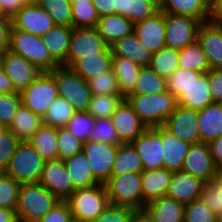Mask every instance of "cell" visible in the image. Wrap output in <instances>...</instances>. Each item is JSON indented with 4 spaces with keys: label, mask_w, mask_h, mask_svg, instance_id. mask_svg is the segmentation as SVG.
I'll return each mask as SVG.
<instances>
[{
    "label": "cell",
    "mask_w": 222,
    "mask_h": 222,
    "mask_svg": "<svg viewBox=\"0 0 222 222\" xmlns=\"http://www.w3.org/2000/svg\"><path fill=\"white\" fill-rule=\"evenodd\" d=\"M125 99L147 128L164 125L178 106L169 90L156 95H127Z\"/></svg>",
    "instance_id": "6da1fadb"
},
{
    "label": "cell",
    "mask_w": 222,
    "mask_h": 222,
    "mask_svg": "<svg viewBox=\"0 0 222 222\" xmlns=\"http://www.w3.org/2000/svg\"><path fill=\"white\" fill-rule=\"evenodd\" d=\"M60 200L39 182L21 184L17 219L25 222H35L45 216Z\"/></svg>",
    "instance_id": "7a4b0ae2"
},
{
    "label": "cell",
    "mask_w": 222,
    "mask_h": 222,
    "mask_svg": "<svg viewBox=\"0 0 222 222\" xmlns=\"http://www.w3.org/2000/svg\"><path fill=\"white\" fill-rule=\"evenodd\" d=\"M74 219L92 222L110 205L105 185L76 189L65 200Z\"/></svg>",
    "instance_id": "3957f363"
},
{
    "label": "cell",
    "mask_w": 222,
    "mask_h": 222,
    "mask_svg": "<svg viewBox=\"0 0 222 222\" xmlns=\"http://www.w3.org/2000/svg\"><path fill=\"white\" fill-rule=\"evenodd\" d=\"M46 160L29 141H20L5 173L20 184L39 182Z\"/></svg>",
    "instance_id": "277c9868"
},
{
    "label": "cell",
    "mask_w": 222,
    "mask_h": 222,
    "mask_svg": "<svg viewBox=\"0 0 222 222\" xmlns=\"http://www.w3.org/2000/svg\"><path fill=\"white\" fill-rule=\"evenodd\" d=\"M49 73L56 82L58 96L66 99L77 112L88 110L93 94L87 81L65 66H58Z\"/></svg>",
    "instance_id": "5b68a950"
},
{
    "label": "cell",
    "mask_w": 222,
    "mask_h": 222,
    "mask_svg": "<svg viewBox=\"0 0 222 222\" xmlns=\"http://www.w3.org/2000/svg\"><path fill=\"white\" fill-rule=\"evenodd\" d=\"M9 50L23 56L41 72H51L59 65L51 58L42 37L12 29Z\"/></svg>",
    "instance_id": "8992f818"
},
{
    "label": "cell",
    "mask_w": 222,
    "mask_h": 222,
    "mask_svg": "<svg viewBox=\"0 0 222 222\" xmlns=\"http://www.w3.org/2000/svg\"><path fill=\"white\" fill-rule=\"evenodd\" d=\"M104 185L111 205L143 210L141 173L111 176Z\"/></svg>",
    "instance_id": "52a82bcc"
},
{
    "label": "cell",
    "mask_w": 222,
    "mask_h": 222,
    "mask_svg": "<svg viewBox=\"0 0 222 222\" xmlns=\"http://www.w3.org/2000/svg\"><path fill=\"white\" fill-rule=\"evenodd\" d=\"M112 54L110 45L97 32L95 27L73 28L70 38L66 67H71L84 56Z\"/></svg>",
    "instance_id": "ba28073f"
},
{
    "label": "cell",
    "mask_w": 222,
    "mask_h": 222,
    "mask_svg": "<svg viewBox=\"0 0 222 222\" xmlns=\"http://www.w3.org/2000/svg\"><path fill=\"white\" fill-rule=\"evenodd\" d=\"M20 94L22 105L43 118L48 107L58 97V90L54 77L49 72H41Z\"/></svg>",
    "instance_id": "9c48e42d"
},
{
    "label": "cell",
    "mask_w": 222,
    "mask_h": 222,
    "mask_svg": "<svg viewBox=\"0 0 222 222\" xmlns=\"http://www.w3.org/2000/svg\"><path fill=\"white\" fill-rule=\"evenodd\" d=\"M119 144L88 140L83 143L82 152L88 159L94 177L104 184L112 173V166L118 153Z\"/></svg>",
    "instance_id": "30bf717a"
},
{
    "label": "cell",
    "mask_w": 222,
    "mask_h": 222,
    "mask_svg": "<svg viewBox=\"0 0 222 222\" xmlns=\"http://www.w3.org/2000/svg\"><path fill=\"white\" fill-rule=\"evenodd\" d=\"M200 25L195 18L165 13L166 47L180 50L194 43Z\"/></svg>",
    "instance_id": "8fae6325"
},
{
    "label": "cell",
    "mask_w": 222,
    "mask_h": 222,
    "mask_svg": "<svg viewBox=\"0 0 222 222\" xmlns=\"http://www.w3.org/2000/svg\"><path fill=\"white\" fill-rule=\"evenodd\" d=\"M0 65L9 76L15 91L19 93L27 89L41 73L34 64L10 50L0 54Z\"/></svg>",
    "instance_id": "7c38bea8"
},
{
    "label": "cell",
    "mask_w": 222,
    "mask_h": 222,
    "mask_svg": "<svg viewBox=\"0 0 222 222\" xmlns=\"http://www.w3.org/2000/svg\"><path fill=\"white\" fill-rule=\"evenodd\" d=\"M12 29L42 37L55 26L53 19L35 1H29L11 17Z\"/></svg>",
    "instance_id": "4fadbf2b"
},
{
    "label": "cell",
    "mask_w": 222,
    "mask_h": 222,
    "mask_svg": "<svg viewBox=\"0 0 222 222\" xmlns=\"http://www.w3.org/2000/svg\"><path fill=\"white\" fill-rule=\"evenodd\" d=\"M143 163V171L163 168L161 126L146 128L131 142Z\"/></svg>",
    "instance_id": "5bb4252c"
},
{
    "label": "cell",
    "mask_w": 222,
    "mask_h": 222,
    "mask_svg": "<svg viewBox=\"0 0 222 222\" xmlns=\"http://www.w3.org/2000/svg\"><path fill=\"white\" fill-rule=\"evenodd\" d=\"M182 171L210 183L220 173L214 164L208 143L191 144L184 159Z\"/></svg>",
    "instance_id": "9a60e30c"
},
{
    "label": "cell",
    "mask_w": 222,
    "mask_h": 222,
    "mask_svg": "<svg viewBox=\"0 0 222 222\" xmlns=\"http://www.w3.org/2000/svg\"><path fill=\"white\" fill-rule=\"evenodd\" d=\"M164 126L183 142L195 144L200 142L198 132V110L178 104L168 117Z\"/></svg>",
    "instance_id": "2e32d148"
},
{
    "label": "cell",
    "mask_w": 222,
    "mask_h": 222,
    "mask_svg": "<svg viewBox=\"0 0 222 222\" xmlns=\"http://www.w3.org/2000/svg\"><path fill=\"white\" fill-rule=\"evenodd\" d=\"M39 183L60 201H65L74 191L73 181L60 159L46 161Z\"/></svg>",
    "instance_id": "e0dca14e"
},
{
    "label": "cell",
    "mask_w": 222,
    "mask_h": 222,
    "mask_svg": "<svg viewBox=\"0 0 222 222\" xmlns=\"http://www.w3.org/2000/svg\"><path fill=\"white\" fill-rule=\"evenodd\" d=\"M133 33L153 53L165 48V13L158 10L147 19L135 23Z\"/></svg>",
    "instance_id": "ac0fdd59"
},
{
    "label": "cell",
    "mask_w": 222,
    "mask_h": 222,
    "mask_svg": "<svg viewBox=\"0 0 222 222\" xmlns=\"http://www.w3.org/2000/svg\"><path fill=\"white\" fill-rule=\"evenodd\" d=\"M205 184L201 178L179 170L173 172L166 196L185 205L201 198Z\"/></svg>",
    "instance_id": "d6986e66"
},
{
    "label": "cell",
    "mask_w": 222,
    "mask_h": 222,
    "mask_svg": "<svg viewBox=\"0 0 222 222\" xmlns=\"http://www.w3.org/2000/svg\"><path fill=\"white\" fill-rule=\"evenodd\" d=\"M111 119L119 137V144L131 143L147 128L126 99L121 102Z\"/></svg>",
    "instance_id": "ffe728a7"
},
{
    "label": "cell",
    "mask_w": 222,
    "mask_h": 222,
    "mask_svg": "<svg viewBox=\"0 0 222 222\" xmlns=\"http://www.w3.org/2000/svg\"><path fill=\"white\" fill-rule=\"evenodd\" d=\"M197 42L206 54L211 69H222V28L211 21L201 23Z\"/></svg>",
    "instance_id": "44dd1931"
},
{
    "label": "cell",
    "mask_w": 222,
    "mask_h": 222,
    "mask_svg": "<svg viewBox=\"0 0 222 222\" xmlns=\"http://www.w3.org/2000/svg\"><path fill=\"white\" fill-rule=\"evenodd\" d=\"M161 141L163 168L172 172L182 170L191 144L178 139L164 125H161Z\"/></svg>",
    "instance_id": "7402d4cb"
},
{
    "label": "cell",
    "mask_w": 222,
    "mask_h": 222,
    "mask_svg": "<svg viewBox=\"0 0 222 222\" xmlns=\"http://www.w3.org/2000/svg\"><path fill=\"white\" fill-rule=\"evenodd\" d=\"M110 50L112 56L124 57L140 66H150L153 52L143 45V42L132 33L115 41Z\"/></svg>",
    "instance_id": "603a6c76"
},
{
    "label": "cell",
    "mask_w": 222,
    "mask_h": 222,
    "mask_svg": "<svg viewBox=\"0 0 222 222\" xmlns=\"http://www.w3.org/2000/svg\"><path fill=\"white\" fill-rule=\"evenodd\" d=\"M200 142L210 143L222 135V103L213 102L198 110Z\"/></svg>",
    "instance_id": "cb8c5ba5"
},
{
    "label": "cell",
    "mask_w": 222,
    "mask_h": 222,
    "mask_svg": "<svg viewBox=\"0 0 222 222\" xmlns=\"http://www.w3.org/2000/svg\"><path fill=\"white\" fill-rule=\"evenodd\" d=\"M172 175L173 172L165 168L143 171L141 173L143 210L148 202L166 196Z\"/></svg>",
    "instance_id": "d4e9b609"
},
{
    "label": "cell",
    "mask_w": 222,
    "mask_h": 222,
    "mask_svg": "<svg viewBox=\"0 0 222 222\" xmlns=\"http://www.w3.org/2000/svg\"><path fill=\"white\" fill-rule=\"evenodd\" d=\"M159 10L167 14L189 16L201 23L210 21V0H163Z\"/></svg>",
    "instance_id": "484cf974"
},
{
    "label": "cell",
    "mask_w": 222,
    "mask_h": 222,
    "mask_svg": "<svg viewBox=\"0 0 222 222\" xmlns=\"http://www.w3.org/2000/svg\"><path fill=\"white\" fill-rule=\"evenodd\" d=\"M72 32L73 27L55 25L42 36L49 55L59 66L66 67Z\"/></svg>",
    "instance_id": "4316f807"
},
{
    "label": "cell",
    "mask_w": 222,
    "mask_h": 222,
    "mask_svg": "<svg viewBox=\"0 0 222 222\" xmlns=\"http://www.w3.org/2000/svg\"><path fill=\"white\" fill-rule=\"evenodd\" d=\"M144 210L154 222H184L185 205L167 196L148 202Z\"/></svg>",
    "instance_id": "83f0119b"
},
{
    "label": "cell",
    "mask_w": 222,
    "mask_h": 222,
    "mask_svg": "<svg viewBox=\"0 0 222 222\" xmlns=\"http://www.w3.org/2000/svg\"><path fill=\"white\" fill-rule=\"evenodd\" d=\"M95 28L111 46L115 41L131 35L134 31V23L122 15L111 14L99 18Z\"/></svg>",
    "instance_id": "f1b7e54d"
},
{
    "label": "cell",
    "mask_w": 222,
    "mask_h": 222,
    "mask_svg": "<svg viewBox=\"0 0 222 222\" xmlns=\"http://www.w3.org/2000/svg\"><path fill=\"white\" fill-rule=\"evenodd\" d=\"M64 165L73 181L74 191L76 189L90 188L100 184L94 177L88 159L80 152L63 160Z\"/></svg>",
    "instance_id": "f546056e"
},
{
    "label": "cell",
    "mask_w": 222,
    "mask_h": 222,
    "mask_svg": "<svg viewBox=\"0 0 222 222\" xmlns=\"http://www.w3.org/2000/svg\"><path fill=\"white\" fill-rule=\"evenodd\" d=\"M43 125L40 116L21 105L8 128L20 141H28Z\"/></svg>",
    "instance_id": "4dcf8cb0"
},
{
    "label": "cell",
    "mask_w": 222,
    "mask_h": 222,
    "mask_svg": "<svg viewBox=\"0 0 222 222\" xmlns=\"http://www.w3.org/2000/svg\"><path fill=\"white\" fill-rule=\"evenodd\" d=\"M158 10L159 7L150 0H115L114 14L122 15L135 24Z\"/></svg>",
    "instance_id": "1f68e13d"
},
{
    "label": "cell",
    "mask_w": 222,
    "mask_h": 222,
    "mask_svg": "<svg viewBox=\"0 0 222 222\" xmlns=\"http://www.w3.org/2000/svg\"><path fill=\"white\" fill-rule=\"evenodd\" d=\"M141 67L142 66L139 64L134 63L124 57L112 56L111 69L118 79L121 94L124 97L133 91Z\"/></svg>",
    "instance_id": "d6a6232c"
},
{
    "label": "cell",
    "mask_w": 222,
    "mask_h": 222,
    "mask_svg": "<svg viewBox=\"0 0 222 222\" xmlns=\"http://www.w3.org/2000/svg\"><path fill=\"white\" fill-rule=\"evenodd\" d=\"M213 103L208 84V72L204 73L194 84L178 99V104L193 110L204 109Z\"/></svg>",
    "instance_id": "836d02e7"
},
{
    "label": "cell",
    "mask_w": 222,
    "mask_h": 222,
    "mask_svg": "<svg viewBox=\"0 0 222 222\" xmlns=\"http://www.w3.org/2000/svg\"><path fill=\"white\" fill-rule=\"evenodd\" d=\"M112 54H96V56H84L76 61L70 68L88 81L95 76L111 70Z\"/></svg>",
    "instance_id": "e575fe53"
},
{
    "label": "cell",
    "mask_w": 222,
    "mask_h": 222,
    "mask_svg": "<svg viewBox=\"0 0 222 222\" xmlns=\"http://www.w3.org/2000/svg\"><path fill=\"white\" fill-rule=\"evenodd\" d=\"M28 141L46 161L58 159L57 128L43 124Z\"/></svg>",
    "instance_id": "d590c367"
},
{
    "label": "cell",
    "mask_w": 222,
    "mask_h": 222,
    "mask_svg": "<svg viewBox=\"0 0 222 222\" xmlns=\"http://www.w3.org/2000/svg\"><path fill=\"white\" fill-rule=\"evenodd\" d=\"M130 172L142 173V160L131 143L119 144L111 176H119Z\"/></svg>",
    "instance_id": "8d00e7d4"
},
{
    "label": "cell",
    "mask_w": 222,
    "mask_h": 222,
    "mask_svg": "<svg viewBox=\"0 0 222 222\" xmlns=\"http://www.w3.org/2000/svg\"><path fill=\"white\" fill-rule=\"evenodd\" d=\"M167 90V79L150 66H144L141 67L134 89L129 95H156Z\"/></svg>",
    "instance_id": "74e56055"
},
{
    "label": "cell",
    "mask_w": 222,
    "mask_h": 222,
    "mask_svg": "<svg viewBox=\"0 0 222 222\" xmlns=\"http://www.w3.org/2000/svg\"><path fill=\"white\" fill-rule=\"evenodd\" d=\"M76 112L66 99L58 96L42 118L43 124L57 129L66 127Z\"/></svg>",
    "instance_id": "f35d334b"
},
{
    "label": "cell",
    "mask_w": 222,
    "mask_h": 222,
    "mask_svg": "<svg viewBox=\"0 0 222 222\" xmlns=\"http://www.w3.org/2000/svg\"><path fill=\"white\" fill-rule=\"evenodd\" d=\"M179 68L207 73L211 70L206 54L202 51L197 40L179 50Z\"/></svg>",
    "instance_id": "ab89813d"
},
{
    "label": "cell",
    "mask_w": 222,
    "mask_h": 222,
    "mask_svg": "<svg viewBox=\"0 0 222 222\" xmlns=\"http://www.w3.org/2000/svg\"><path fill=\"white\" fill-rule=\"evenodd\" d=\"M178 58V49L165 47L153 53L150 67L160 76L168 79L179 68Z\"/></svg>",
    "instance_id": "60d3db41"
},
{
    "label": "cell",
    "mask_w": 222,
    "mask_h": 222,
    "mask_svg": "<svg viewBox=\"0 0 222 222\" xmlns=\"http://www.w3.org/2000/svg\"><path fill=\"white\" fill-rule=\"evenodd\" d=\"M37 5L53 19L55 25L72 27L71 2L69 0H36Z\"/></svg>",
    "instance_id": "b9f144b4"
},
{
    "label": "cell",
    "mask_w": 222,
    "mask_h": 222,
    "mask_svg": "<svg viewBox=\"0 0 222 222\" xmlns=\"http://www.w3.org/2000/svg\"><path fill=\"white\" fill-rule=\"evenodd\" d=\"M125 99L123 95H97L91 98L89 108L87 110L95 119L111 118L121 102Z\"/></svg>",
    "instance_id": "7bdbcfd3"
},
{
    "label": "cell",
    "mask_w": 222,
    "mask_h": 222,
    "mask_svg": "<svg viewBox=\"0 0 222 222\" xmlns=\"http://www.w3.org/2000/svg\"><path fill=\"white\" fill-rule=\"evenodd\" d=\"M203 74L202 72L178 68L167 79V88L178 100Z\"/></svg>",
    "instance_id": "ee69618b"
},
{
    "label": "cell",
    "mask_w": 222,
    "mask_h": 222,
    "mask_svg": "<svg viewBox=\"0 0 222 222\" xmlns=\"http://www.w3.org/2000/svg\"><path fill=\"white\" fill-rule=\"evenodd\" d=\"M21 184L5 172H0V208L16 210Z\"/></svg>",
    "instance_id": "f6af8a7d"
},
{
    "label": "cell",
    "mask_w": 222,
    "mask_h": 222,
    "mask_svg": "<svg viewBox=\"0 0 222 222\" xmlns=\"http://www.w3.org/2000/svg\"><path fill=\"white\" fill-rule=\"evenodd\" d=\"M87 83L93 95H122L118 79L112 69L89 79Z\"/></svg>",
    "instance_id": "bcb514c9"
},
{
    "label": "cell",
    "mask_w": 222,
    "mask_h": 222,
    "mask_svg": "<svg viewBox=\"0 0 222 222\" xmlns=\"http://www.w3.org/2000/svg\"><path fill=\"white\" fill-rule=\"evenodd\" d=\"M58 159L65 160L82 152L83 142L67 128L57 129Z\"/></svg>",
    "instance_id": "7dc6e473"
},
{
    "label": "cell",
    "mask_w": 222,
    "mask_h": 222,
    "mask_svg": "<svg viewBox=\"0 0 222 222\" xmlns=\"http://www.w3.org/2000/svg\"><path fill=\"white\" fill-rule=\"evenodd\" d=\"M95 120L96 119L87 111L76 112L65 128L84 143L90 140Z\"/></svg>",
    "instance_id": "c3c4849f"
},
{
    "label": "cell",
    "mask_w": 222,
    "mask_h": 222,
    "mask_svg": "<svg viewBox=\"0 0 222 222\" xmlns=\"http://www.w3.org/2000/svg\"><path fill=\"white\" fill-rule=\"evenodd\" d=\"M72 27H95L99 17L92 2L71 4Z\"/></svg>",
    "instance_id": "681fc988"
},
{
    "label": "cell",
    "mask_w": 222,
    "mask_h": 222,
    "mask_svg": "<svg viewBox=\"0 0 222 222\" xmlns=\"http://www.w3.org/2000/svg\"><path fill=\"white\" fill-rule=\"evenodd\" d=\"M201 200L217 215L222 214V172L202 189Z\"/></svg>",
    "instance_id": "f907efd6"
},
{
    "label": "cell",
    "mask_w": 222,
    "mask_h": 222,
    "mask_svg": "<svg viewBox=\"0 0 222 222\" xmlns=\"http://www.w3.org/2000/svg\"><path fill=\"white\" fill-rule=\"evenodd\" d=\"M21 105L22 99L19 92L0 94V123L5 128L10 127Z\"/></svg>",
    "instance_id": "816d5d0a"
},
{
    "label": "cell",
    "mask_w": 222,
    "mask_h": 222,
    "mask_svg": "<svg viewBox=\"0 0 222 222\" xmlns=\"http://www.w3.org/2000/svg\"><path fill=\"white\" fill-rule=\"evenodd\" d=\"M184 222H217V214L200 198L185 204Z\"/></svg>",
    "instance_id": "f5cc1de1"
},
{
    "label": "cell",
    "mask_w": 222,
    "mask_h": 222,
    "mask_svg": "<svg viewBox=\"0 0 222 222\" xmlns=\"http://www.w3.org/2000/svg\"><path fill=\"white\" fill-rule=\"evenodd\" d=\"M90 140L109 144H119V137L112 119L97 118Z\"/></svg>",
    "instance_id": "db71d44e"
},
{
    "label": "cell",
    "mask_w": 222,
    "mask_h": 222,
    "mask_svg": "<svg viewBox=\"0 0 222 222\" xmlns=\"http://www.w3.org/2000/svg\"><path fill=\"white\" fill-rule=\"evenodd\" d=\"M20 140L6 128L0 133V172H5Z\"/></svg>",
    "instance_id": "11a10c76"
},
{
    "label": "cell",
    "mask_w": 222,
    "mask_h": 222,
    "mask_svg": "<svg viewBox=\"0 0 222 222\" xmlns=\"http://www.w3.org/2000/svg\"><path fill=\"white\" fill-rule=\"evenodd\" d=\"M136 209L126 206L109 205L103 213L92 222H131Z\"/></svg>",
    "instance_id": "9f6ffc18"
},
{
    "label": "cell",
    "mask_w": 222,
    "mask_h": 222,
    "mask_svg": "<svg viewBox=\"0 0 222 222\" xmlns=\"http://www.w3.org/2000/svg\"><path fill=\"white\" fill-rule=\"evenodd\" d=\"M69 206L66 201H60L45 216L35 222H69L72 219Z\"/></svg>",
    "instance_id": "6f0895ef"
},
{
    "label": "cell",
    "mask_w": 222,
    "mask_h": 222,
    "mask_svg": "<svg viewBox=\"0 0 222 222\" xmlns=\"http://www.w3.org/2000/svg\"><path fill=\"white\" fill-rule=\"evenodd\" d=\"M208 84L213 102L222 103V69L208 71Z\"/></svg>",
    "instance_id": "680465c9"
},
{
    "label": "cell",
    "mask_w": 222,
    "mask_h": 222,
    "mask_svg": "<svg viewBox=\"0 0 222 222\" xmlns=\"http://www.w3.org/2000/svg\"><path fill=\"white\" fill-rule=\"evenodd\" d=\"M12 31V22L9 17L0 18V54L4 53L6 50H9L10 47V38Z\"/></svg>",
    "instance_id": "91938a15"
},
{
    "label": "cell",
    "mask_w": 222,
    "mask_h": 222,
    "mask_svg": "<svg viewBox=\"0 0 222 222\" xmlns=\"http://www.w3.org/2000/svg\"><path fill=\"white\" fill-rule=\"evenodd\" d=\"M28 2L29 0H0V11L3 16L11 18Z\"/></svg>",
    "instance_id": "94428289"
},
{
    "label": "cell",
    "mask_w": 222,
    "mask_h": 222,
    "mask_svg": "<svg viewBox=\"0 0 222 222\" xmlns=\"http://www.w3.org/2000/svg\"><path fill=\"white\" fill-rule=\"evenodd\" d=\"M214 164L222 172V135L209 143Z\"/></svg>",
    "instance_id": "6125c7cd"
},
{
    "label": "cell",
    "mask_w": 222,
    "mask_h": 222,
    "mask_svg": "<svg viewBox=\"0 0 222 222\" xmlns=\"http://www.w3.org/2000/svg\"><path fill=\"white\" fill-rule=\"evenodd\" d=\"M99 18L114 14L115 0H92Z\"/></svg>",
    "instance_id": "be15d7a7"
},
{
    "label": "cell",
    "mask_w": 222,
    "mask_h": 222,
    "mask_svg": "<svg viewBox=\"0 0 222 222\" xmlns=\"http://www.w3.org/2000/svg\"><path fill=\"white\" fill-rule=\"evenodd\" d=\"M210 21L222 22V0H210Z\"/></svg>",
    "instance_id": "e7e4bbea"
},
{
    "label": "cell",
    "mask_w": 222,
    "mask_h": 222,
    "mask_svg": "<svg viewBox=\"0 0 222 222\" xmlns=\"http://www.w3.org/2000/svg\"><path fill=\"white\" fill-rule=\"evenodd\" d=\"M16 93L9 76L0 65V94Z\"/></svg>",
    "instance_id": "03108f58"
},
{
    "label": "cell",
    "mask_w": 222,
    "mask_h": 222,
    "mask_svg": "<svg viewBox=\"0 0 222 222\" xmlns=\"http://www.w3.org/2000/svg\"><path fill=\"white\" fill-rule=\"evenodd\" d=\"M17 220L16 210L0 208V222H14Z\"/></svg>",
    "instance_id": "003e7915"
},
{
    "label": "cell",
    "mask_w": 222,
    "mask_h": 222,
    "mask_svg": "<svg viewBox=\"0 0 222 222\" xmlns=\"http://www.w3.org/2000/svg\"><path fill=\"white\" fill-rule=\"evenodd\" d=\"M131 222H154L145 210H136Z\"/></svg>",
    "instance_id": "a7ac6f4b"
},
{
    "label": "cell",
    "mask_w": 222,
    "mask_h": 222,
    "mask_svg": "<svg viewBox=\"0 0 222 222\" xmlns=\"http://www.w3.org/2000/svg\"><path fill=\"white\" fill-rule=\"evenodd\" d=\"M69 1L71 2V4L92 2V0H69Z\"/></svg>",
    "instance_id": "89a4df30"
},
{
    "label": "cell",
    "mask_w": 222,
    "mask_h": 222,
    "mask_svg": "<svg viewBox=\"0 0 222 222\" xmlns=\"http://www.w3.org/2000/svg\"><path fill=\"white\" fill-rule=\"evenodd\" d=\"M152 1L153 3H155L158 7H160L161 3L163 0H150Z\"/></svg>",
    "instance_id": "2644e50d"
},
{
    "label": "cell",
    "mask_w": 222,
    "mask_h": 222,
    "mask_svg": "<svg viewBox=\"0 0 222 222\" xmlns=\"http://www.w3.org/2000/svg\"><path fill=\"white\" fill-rule=\"evenodd\" d=\"M217 222H222V214L217 215Z\"/></svg>",
    "instance_id": "8c879c8a"
},
{
    "label": "cell",
    "mask_w": 222,
    "mask_h": 222,
    "mask_svg": "<svg viewBox=\"0 0 222 222\" xmlns=\"http://www.w3.org/2000/svg\"><path fill=\"white\" fill-rule=\"evenodd\" d=\"M6 128L0 123V133H2Z\"/></svg>",
    "instance_id": "753ad0ef"
},
{
    "label": "cell",
    "mask_w": 222,
    "mask_h": 222,
    "mask_svg": "<svg viewBox=\"0 0 222 222\" xmlns=\"http://www.w3.org/2000/svg\"><path fill=\"white\" fill-rule=\"evenodd\" d=\"M69 222H82V221L72 218Z\"/></svg>",
    "instance_id": "34e18365"
},
{
    "label": "cell",
    "mask_w": 222,
    "mask_h": 222,
    "mask_svg": "<svg viewBox=\"0 0 222 222\" xmlns=\"http://www.w3.org/2000/svg\"><path fill=\"white\" fill-rule=\"evenodd\" d=\"M14 222H25V221L20 220V219H17V220H15Z\"/></svg>",
    "instance_id": "11e5206c"
}]
</instances>
